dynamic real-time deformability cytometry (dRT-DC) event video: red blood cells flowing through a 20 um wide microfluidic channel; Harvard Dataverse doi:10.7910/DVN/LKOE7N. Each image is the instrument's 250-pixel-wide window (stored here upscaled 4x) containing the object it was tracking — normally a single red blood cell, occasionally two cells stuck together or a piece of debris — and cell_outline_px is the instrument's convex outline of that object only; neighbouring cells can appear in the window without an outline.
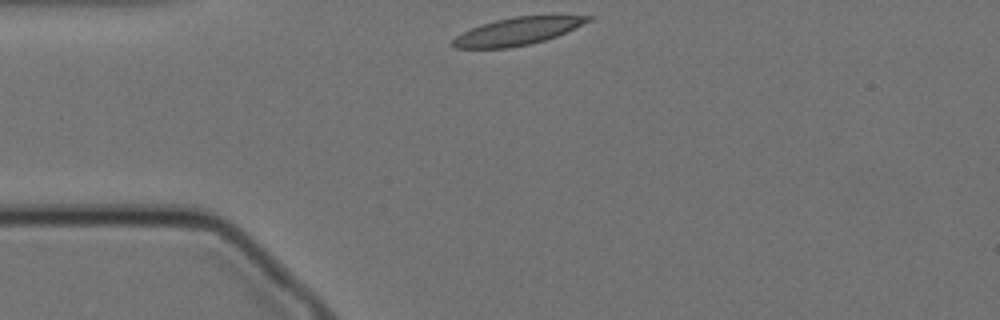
{"species": "Egyptian fruit bat (a non-hibernating species)", "species_latin": "Rousettus aegyptiacus", "temperature_condition": "cold", "stored_images_in_passage": 46, "camera_frame_rate_fps": 3000, "um_per_image_px": 0.085, "animal": {"sex": "female"}, "frame": {"image": 1, "passage_image": 1, "time_ms": 0.0, "image_size_px": [1000, 320], "cell_outline_px": [[596, 16], [592, 20], [556, 36], [544, 40], [528, 44], [508, 48], [456, 48], [452, 44], [452, 40], [456, 36], [480, 24], [496, 20], [516, 16]], "centroid_in_image_um": [43.97, 2.66], "position_along_channel_um": 41.0, "area_um2": 21.27}}
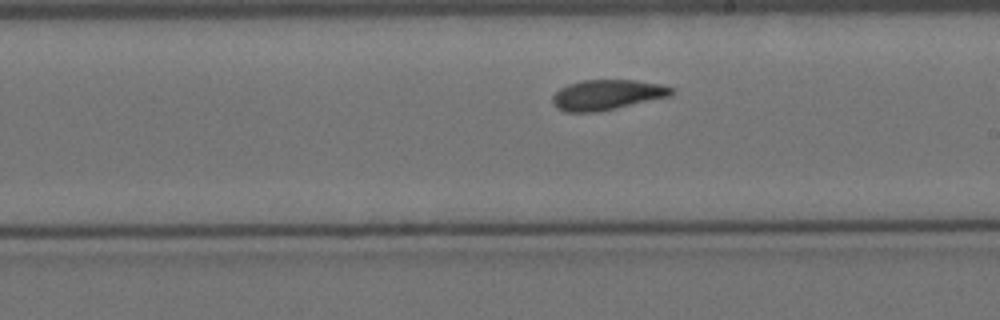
{"frame": {"image": 2, "passage_image": 20, "time_ms": 6.333, "image_size_px": [1000, 320], "cell_outline_px": [[672, 96], [596, 112], [564, 112], [556, 108], [552, 104], [552, 96], [560, 88], [568, 84], [584, 80], [636, 80], [660, 84], [672, 88]], "centroid_in_image_um": [51.56, 8.06], "position_along_channel_um": 237.4, "area_um2": 20.92}}
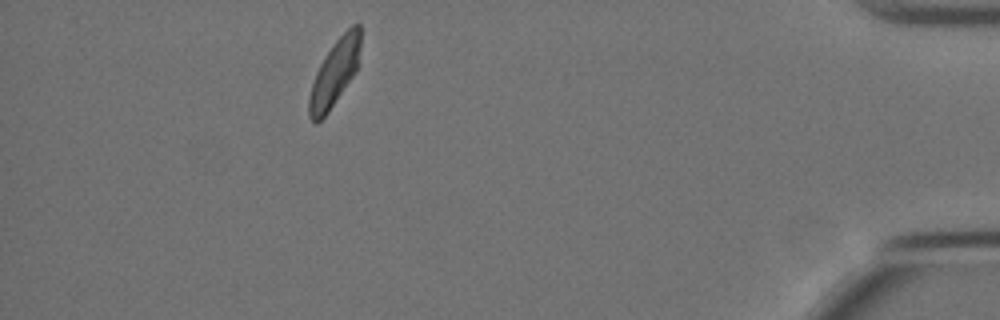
{"frame": {"image": 3, "passage_image": 40, "time_ms": 13.0, "image_size_px": [1000, 320], "cell_outline_px": [[360, 48], [356, 72], [328, 112], [316, 124], [312, 124], [308, 116], [308, 96], [316, 72], [324, 56], [336, 40], [352, 24], [360, 24]], "centroid_in_image_um": [28.42, 6.24], "position_along_channel_um": 406.8, "area_um2": 19.83}, "authors_computed_cell_mechanics": {"area_um2": 20.9525, "velocity_mm_per_s": 3.4169, "shape_relaxation_time_tau1_ms": 6.1103, "shape_relaxation_time_tau2_ms": 2.0021, "deformation_change_tau1": 0.145, "deformation_change_tau2": 0.0639}}